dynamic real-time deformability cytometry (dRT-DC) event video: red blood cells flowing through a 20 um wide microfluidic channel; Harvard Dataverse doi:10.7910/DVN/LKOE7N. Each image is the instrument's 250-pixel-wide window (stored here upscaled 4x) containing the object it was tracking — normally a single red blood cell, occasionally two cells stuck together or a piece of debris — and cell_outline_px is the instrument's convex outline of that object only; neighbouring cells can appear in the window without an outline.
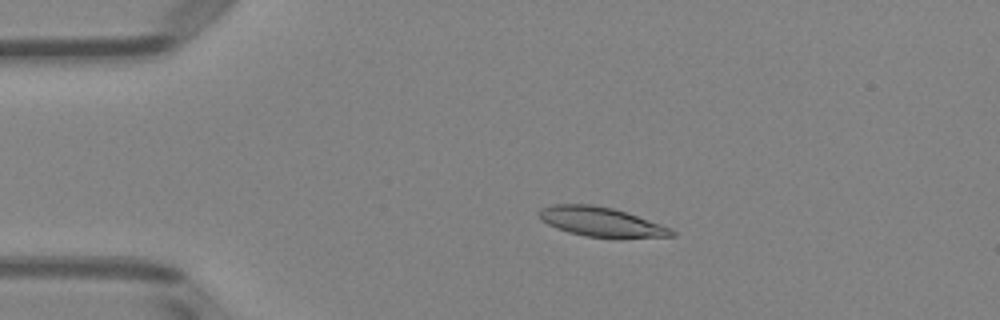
{"species": "Egyptian fruit bat (a non-hibernating species)", "species_latin": "Rousettus aegyptiacus", "temperature_condition": "room temperature", "stored_images_in_passage": 51, "camera_frame_rate_fps": 3000, "um_per_image_px": 0.085, "animal": {"sex": "female"}, "frame": {"image": 1, "passage_image": 11, "time_ms": 3.333, "image_size_px": [1000, 320], "cell_outline_px": [[676, 236], [616, 240], [584, 236], [568, 232], [556, 228], [540, 220], [536, 216], [536, 212], [540, 208], [552, 204], [592, 204], [612, 208], [672, 228], [676, 232]], "centroid_in_image_um": [51.09, 18.9], "position_along_channel_um": 33.9, "area_um2": 23.58}}
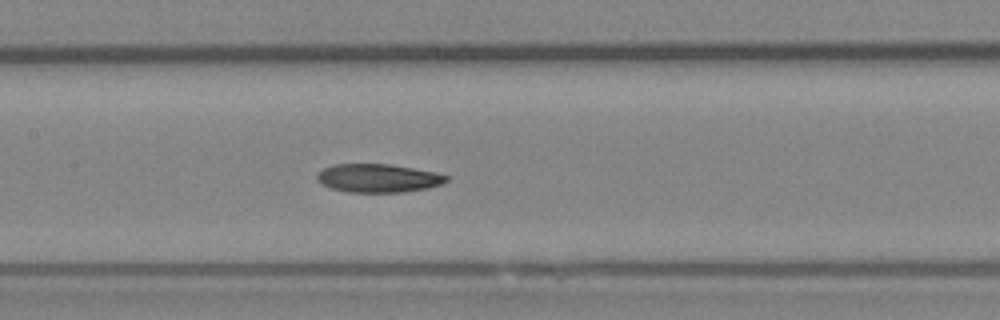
{"frame": {"image": 2, "passage_image": 25, "time_ms": 8.0, "image_size_px": [1000, 320], "cell_outline_px": [[448, 180], [444, 184], [428, 188], [404, 192], [348, 192], [332, 188], [320, 184], [316, 180], [316, 176], [324, 168], [332, 164], [388, 164], [412, 168], [432, 172], [448, 176]], "centroid_in_image_um": [32.12, 15.15], "position_along_channel_um": 175.3, "area_um2": 21.39}}
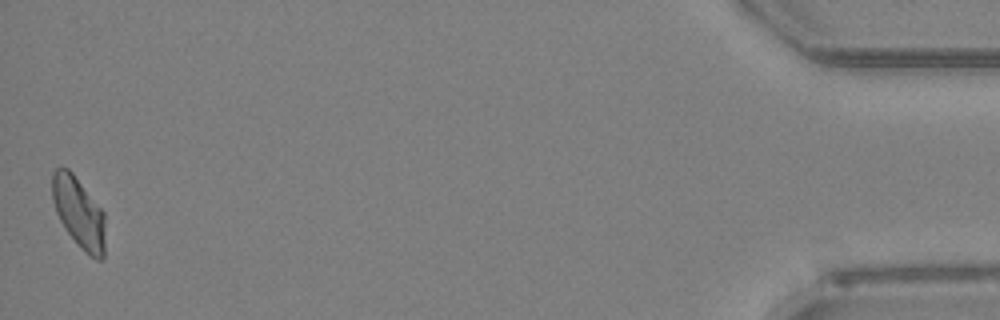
{"frame": {"image": 3, "passage_image": 51, "time_ms": 16.667, "image_size_px": [1000, 320], "cell_outline_px": [[104, 256], [100, 260], [96, 260], [84, 252], [80, 248], [68, 232], [60, 220], [56, 212], [52, 200], [52, 172], [56, 168], [68, 168], [72, 172], [104, 212]], "centroid_in_image_um": [6.69, 18.08], "position_along_channel_um": 428.5, "area_um2": 21.68}, "authors_computed_cell_mechanics": {"area_um2": 22.1952, "velocity_mm_per_s": 3.9856, "shape_relaxation_time_tau1_ms": null, "shape_relaxation_time_tau2_ms": 6.2948, "deformation_change_tau1": null, "deformation_change_tau2": 0.1147}}